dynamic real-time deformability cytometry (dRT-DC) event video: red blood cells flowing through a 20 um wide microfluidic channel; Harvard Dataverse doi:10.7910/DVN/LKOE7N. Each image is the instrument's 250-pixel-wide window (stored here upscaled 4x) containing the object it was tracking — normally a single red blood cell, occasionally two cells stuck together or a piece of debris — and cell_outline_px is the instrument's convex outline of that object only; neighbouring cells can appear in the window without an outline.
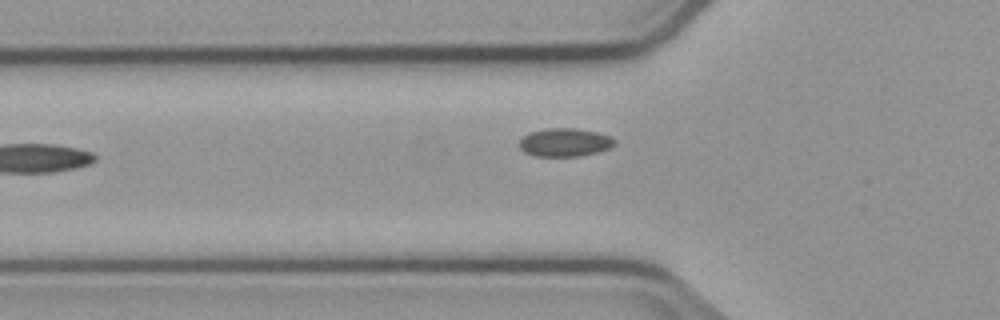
{"species": "common noctule bat (a hibernating species)", "species_latin": "Nyctalus noctula", "temperature_condition": "cold", "stored_images_in_passage": 7, "camera_frame_rate_fps": 3000, "um_per_image_px": 0.085, "animal": {"sex": "male", "body_mass_g": 23.1, "forearm_length_mm": 52.7}, "frame": {"image": 1, "passage_image": 7, "time_ms": 7.667, "image_size_px": [1000, 320], "cell_outline_px": [[616, 144], [608, 148], [596, 152], [580, 156], [536, 156], [524, 152], [520, 148], [520, 140], [528, 132], [544, 128], [576, 128], [596, 132], [612, 136], [616, 140]], "centroid_in_image_um": [48.01, 12.09], "position_along_channel_um": 77.8, "area_um2": 15.78}}